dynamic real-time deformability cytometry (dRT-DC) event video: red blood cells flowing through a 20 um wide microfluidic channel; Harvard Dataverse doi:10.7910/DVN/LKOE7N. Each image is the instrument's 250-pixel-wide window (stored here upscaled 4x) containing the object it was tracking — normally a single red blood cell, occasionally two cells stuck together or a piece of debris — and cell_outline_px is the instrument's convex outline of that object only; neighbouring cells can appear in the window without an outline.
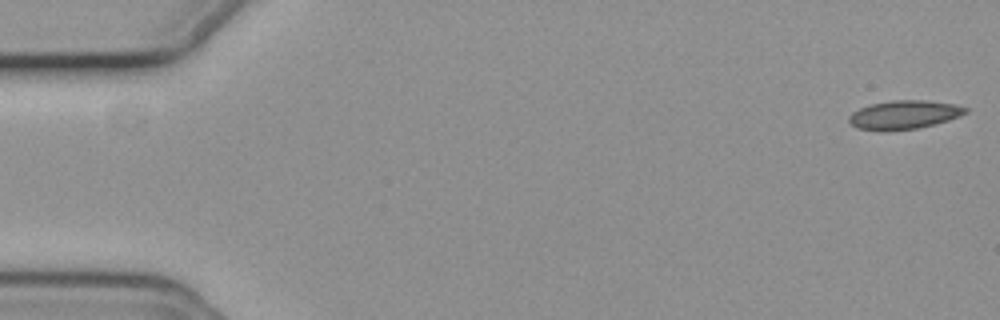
{"species": "common noctule bat (a hibernating species)", "species_latin": "Nyctalus noctula", "temperature_condition": "cold", "stored_images_in_passage": 17, "camera_frame_rate_fps": 3000, "um_per_image_px": 0.085, "animal": {"sex": "female", "body_mass_g": 19.3, "forearm_length_mm": 54.1}, "frame": {"image": 1, "passage_image": 1, "time_ms": 0.0, "image_size_px": [1000, 320], "cell_outline_px": [[968, 112], [960, 116], [948, 120], [916, 128], [888, 132], [880, 132], [856, 128], [848, 120], [848, 116], [852, 112], [860, 108], [872, 104], [892, 100], [924, 100], [956, 104], [968, 108]], "centroid_in_image_um": [76.82, 9.77], "position_along_channel_um": 8.2, "area_um2": 19.65}}